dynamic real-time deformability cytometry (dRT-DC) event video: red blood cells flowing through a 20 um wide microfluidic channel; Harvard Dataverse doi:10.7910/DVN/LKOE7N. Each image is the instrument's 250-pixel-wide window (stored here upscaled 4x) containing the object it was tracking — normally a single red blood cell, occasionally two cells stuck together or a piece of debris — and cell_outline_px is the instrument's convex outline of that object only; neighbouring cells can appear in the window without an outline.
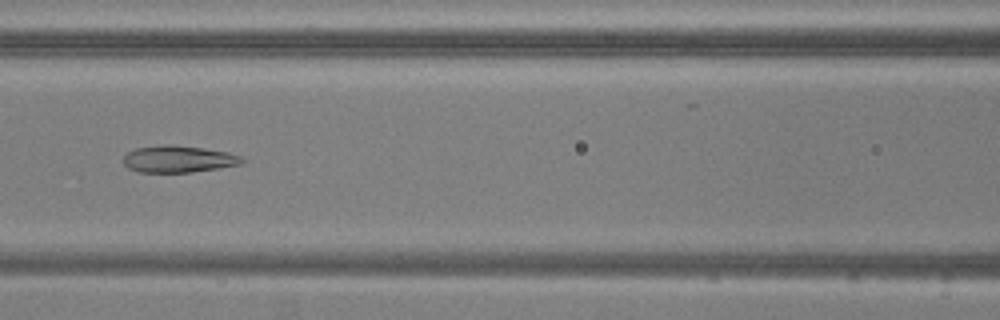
{"species": "common noctule bat (a hibernating species)", "species_latin": "Nyctalus noctula", "temperature_condition": "warm", "stored_images_in_passage": 48, "camera_frame_rate_fps": 3000, "um_per_image_px": 0.085, "animal": {"sex": "male", "body_mass_g": 20.5, "forearm_length_mm": 52.5}, "frame": {"image": 1, "passage_image": 22, "time_ms": 7.0, "image_size_px": [1000, 320], "cell_outline_px": [[244, 164], [220, 168], [192, 172], [140, 172], [128, 168], [124, 164], [124, 156], [128, 152], [136, 148], [164, 144], [168, 144], [204, 148], [228, 152], [240, 156], [244, 160]], "centroid_in_image_um": [15.19, 13.52], "position_along_channel_um": 151.4, "area_um2": 18.61}}
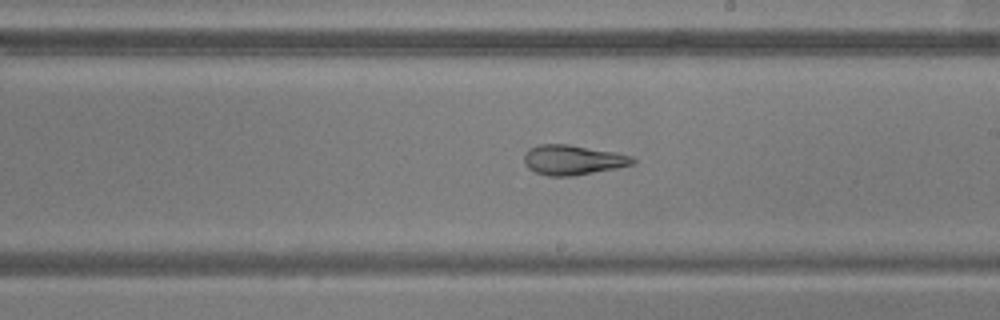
{"frame": {"image": 2, "passage_image": 29, "time_ms": 9.333, "image_size_px": [1000, 320], "cell_outline_px": [[636, 160], [632, 164], [616, 168], [572, 176], [548, 176], [536, 172], [528, 168], [524, 164], [524, 152], [528, 148], [540, 144], [568, 144], [616, 152], [632, 156]], "centroid_in_image_um": [48.65, 13.58], "position_along_channel_um": 240.3, "area_um2": 18.96}}
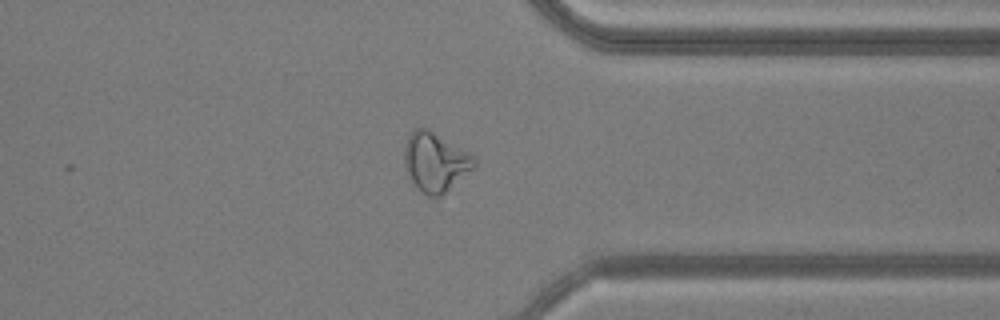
{"frame": {"image": 3, "passage_image": 40, "time_ms": 13.0, "image_size_px": [1000, 320], "cell_outline_px": [[476, 164], [472, 168], [440, 196], [428, 196], [412, 180], [404, 164], [404, 148], [408, 136], [416, 128], [428, 128], [476, 156]], "centroid_in_image_um": [37.01, 13.72], "position_along_channel_um": 374.4, "area_um2": 23.47}, "authors_computed_cell_mechanics": {"area_um2": 23.698, "velocity_mm_per_s": 3.8184, "shape_relaxation_time_tau1_ms": null, "shape_relaxation_time_tau2_ms": 2.9475, "deformation_change_tau1": null, "deformation_change_tau2": 0.117}}